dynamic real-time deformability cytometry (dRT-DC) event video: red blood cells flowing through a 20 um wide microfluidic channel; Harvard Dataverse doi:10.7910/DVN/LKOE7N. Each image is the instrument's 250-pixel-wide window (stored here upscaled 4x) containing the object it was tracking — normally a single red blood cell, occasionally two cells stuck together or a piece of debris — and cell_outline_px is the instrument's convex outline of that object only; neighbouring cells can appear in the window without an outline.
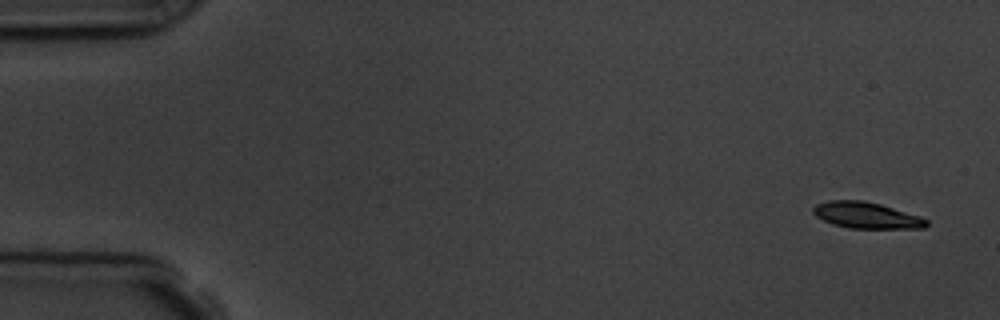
{"species": "common noctule bat (a hibernating species)", "species_latin": "Nyctalus noctula", "temperature_condition": "room temperature", "stored_images_in_passage": 5, "segment_of_instrument_passage": [1, 2], "camera_frame_rate_fps": 3000, "um_per_image_px": 0.085, "animal": {"sex": "male", "body_mass_g": 19.5, "forearm_length_mm": 54.6}, "frame": {"image": 1, "passage_image": 1, "time_ms": 0.0, "image_size_px": [1000, 320], "cell_outline_px": [[928, 224], [924, 228], [848, 228], [832, 224], [816, 216], [812, 212], [812, 208], [816, 204], [828, 200], [864, 200], [880, 204], [920, 216], [928, 220]], "centroid_in_image_um": [73.62, 18.29], "position_along_channel_um": 11.4, "area_um2": 17.34}}
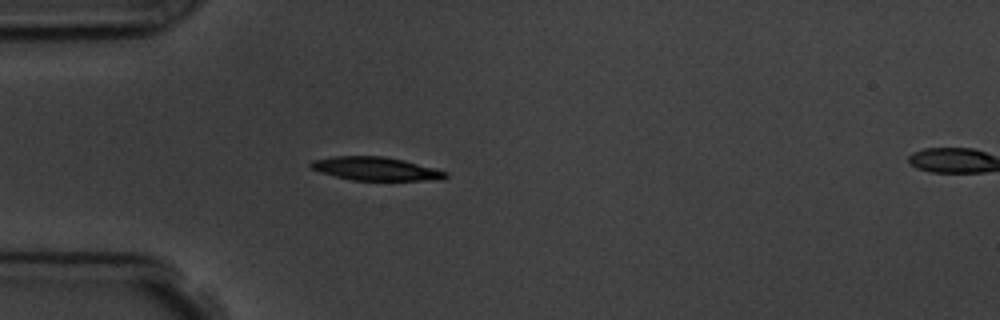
{"frame": {"image": 2, "passage_image": 4, "time_ms": 4.333, "image_size_px": [1000, 320], "cell_outline_px": [[448, 176], [440, 180], [352, 180], [320, 172], [312, 168], [308, 164], [312, 160], [332, 156], [384, 156], [404, 160], [436, 168], [448, 172]], "centroid_in_image_um": [31.96, 14.34], "position_along_channel_um": 53.0, "area_um2": 18.44}}